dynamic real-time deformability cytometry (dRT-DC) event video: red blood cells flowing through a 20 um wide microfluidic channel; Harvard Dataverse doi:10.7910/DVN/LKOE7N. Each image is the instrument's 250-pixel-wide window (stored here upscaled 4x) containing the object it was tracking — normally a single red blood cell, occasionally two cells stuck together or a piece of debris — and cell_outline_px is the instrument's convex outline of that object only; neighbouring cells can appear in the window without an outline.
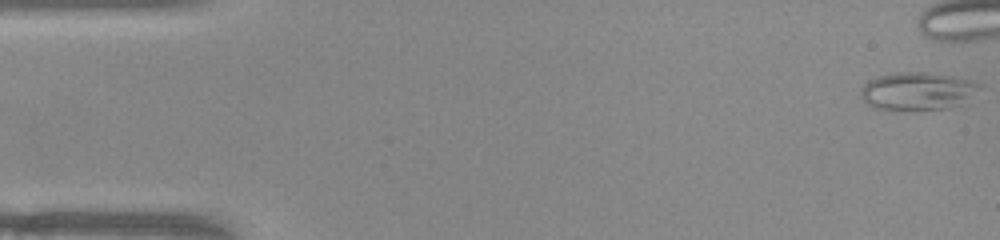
{"species": "common noctule bat (a hibernating species)", "species_latin": "Nyctalus noctula", "temperature_condition": "warm", "stored_images_in_passage": 39, "camera_frame_rate_fps": 3000, "um_per_image_px": 0.085, "animal": {"sex": "female", "body_mass_g": 22.0, "forearm_length_mm": 56.7}, "frame": {"image": 1, "passage_image": 1, "time_ms": 0.0, "image_size_px": [1000, 240], "cell_outline_px": [[980, 84], [948, 108], [912, 112], [904, 112], [872, 108], [860, 96], [860, 88], [868, 80], [880, 76], [896, 72], [924, 72], [952, 76], [972, 80]], "centroid_in_image_um": [77.78, 7.77], "position_along_channel_um": 7.2, "area_um2": 25.84}}
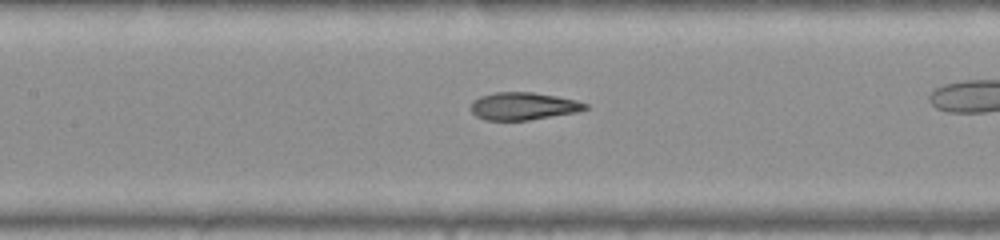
{"frame": {"image": 2, "passage_image": 23, "time_ms": 7.333, "image_size_px": [1000, 240], "cell_outline_px": [[588, 108], [576, 112], [528, 120], [484, 120], [476, 116], [472, 112], [472, 100], [480, 96], [496, 92], [532, 92], [556, 96], [576, 100], [588, 104]], "centroid_in_image_um": [44.46, 9.02], "position_along_channel_um": 162.9, "area_um2": 18.26}}
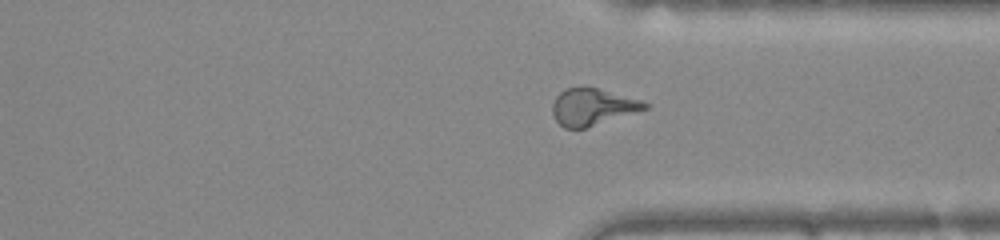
{"frame": {"image": 3, "passage_image": 38, "time_ms": 12.333, "image_size_px": [1000, 240], "cell_outline_px": [[652, 104], [648, 108], [584, 128], [564, 128], [556, 120], [552, 112], [552, 104], [556, 96], [560, 92], [568, 88], [584, 84], [640, 100]], "centroid_in_image_um": [50.34, 9.05], "position_along_channel_um": 361.1, "area_um2": 19.83}}